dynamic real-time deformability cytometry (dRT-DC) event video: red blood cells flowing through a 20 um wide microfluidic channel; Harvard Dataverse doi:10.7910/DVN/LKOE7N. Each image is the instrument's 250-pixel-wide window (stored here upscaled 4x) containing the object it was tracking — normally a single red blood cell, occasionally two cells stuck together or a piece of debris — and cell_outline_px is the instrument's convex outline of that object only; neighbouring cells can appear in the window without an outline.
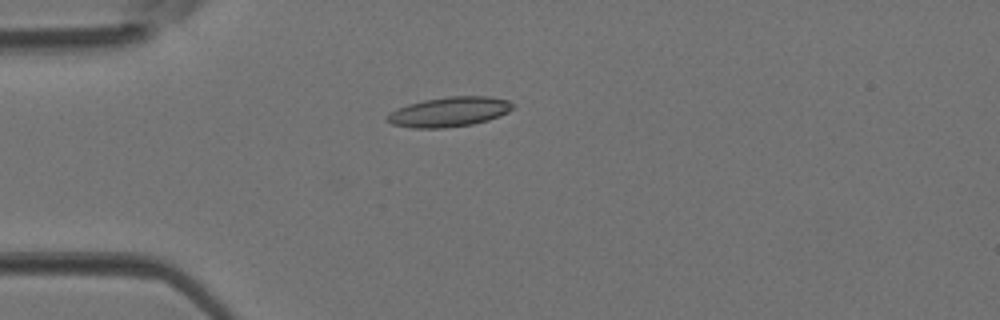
{"species": "Egyptian fruit bat (a non-hibernating species)", "species_latin": "Rousettus aegyptiacus", "temperature_condition": "room temperature", "stored_images_in_passage": 4, "camera_frame_rate_fps": 3000, "um_per_image_px": 0.085, "animal": {"sex": "female"}, "frame": {"image": 1, "passage_image": 4, "time_ms": 1.0, "image_size_px": [1000, 320], "cell_outline_px": [[512, 108], [508, 112], [500, 116], [488, 120], [472, 124], [444, 128], [412, 128], [392, 124], [384, 120], [384, 116], [388, 112], [396, 108], [408, 104], [424, 100], [448, 96], [488, 96], [508, 100], [512, 104]], "centroid_in_image_um": [38.11, 9.51], "position_along_channel_um": 46.9, "area_um2": 21.96}}